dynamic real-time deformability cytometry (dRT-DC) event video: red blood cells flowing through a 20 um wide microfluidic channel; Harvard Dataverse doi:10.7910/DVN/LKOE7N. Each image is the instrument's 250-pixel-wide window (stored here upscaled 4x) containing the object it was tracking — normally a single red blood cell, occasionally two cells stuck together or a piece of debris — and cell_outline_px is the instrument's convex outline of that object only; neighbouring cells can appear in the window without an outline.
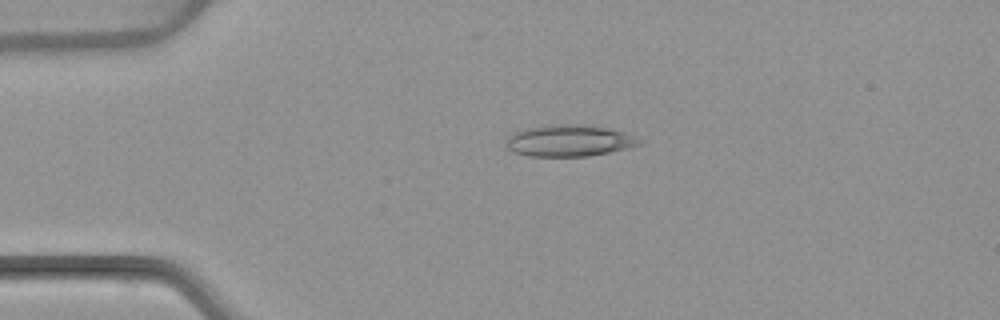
{"species": "common noctule bat (a hibernating species)", "species_latin": "Nyctalus noctula", "temperature_condition": "warm", "stored_images_in_passage": 5, "camera_frame_rate_fps": 3000, "um_per_image_px": 0.085, "animal": {"sex": "female", "body_mass_g": 22.7, "forearm_length_mm": 54.2}, "frame": {"image": 1, "passage_image": 4, "time_ms": 3.667, "image_size_px": [1000, 320], "cell_outline_px": [[644, 140], [640, 144], [628, 148], [612, 152], [588, 156], [528, 156], [512, 152], [504, 144], [504, 136], [524, 128], [552, 124], [584, 124], [612, 128], [624, 132]], "centroid_in_image_um": [48.34, 11.94], "position_along_channel_um": 36.7, "area_um2": 25.14}}